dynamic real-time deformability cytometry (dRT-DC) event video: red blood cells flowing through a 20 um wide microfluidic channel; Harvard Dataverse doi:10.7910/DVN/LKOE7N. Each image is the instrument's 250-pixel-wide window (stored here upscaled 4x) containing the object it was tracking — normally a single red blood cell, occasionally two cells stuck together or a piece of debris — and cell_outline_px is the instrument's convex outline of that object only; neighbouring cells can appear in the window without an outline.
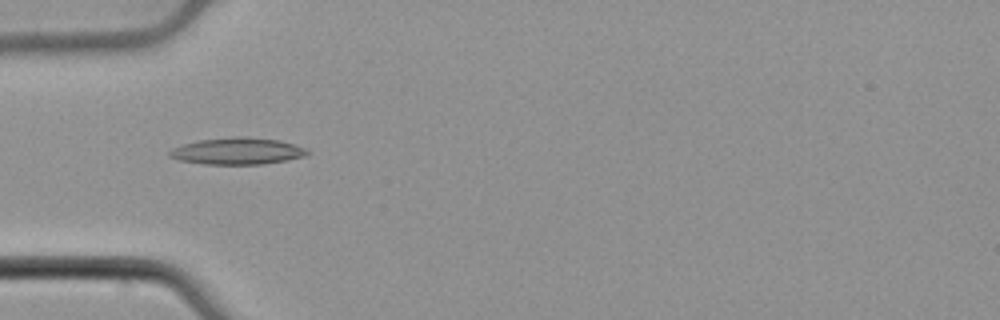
{"species": "common noctule bat (a hibernating species)", "species_latin": "Nyctalus noctula", "temperature_condition": "cold", "stored_images_in_passage": 54, "camera_frame_rate_fps": 3000, "um_per_image_px": 0.085, "animal": {"sex": "male", "body_mass_g": 21.5, "forearm_length_mm": 52.0}, "frame": {"image": 1, "passage_image": 18, "time_ms": 5.667, "image_size_px": [1000, 320], "cell_outline_px": [[312, 152], [308, 156], [288, 160], [264, 164], [204, 164], [180, 160], [168, 156], [168, 152], [172, 148], [184, 144], [200, 140], [236, 136], [244, 136], [280, 140], [304, 148]], "centroid_in_image_um": [20.22, 12.84], "position_along_channel_um": 64.8, "area_um2": 21.56}}
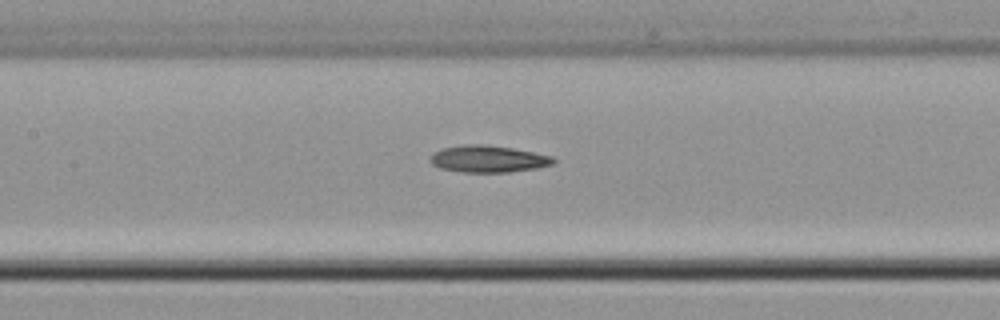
{"frame": {"image": 2, "passage_image": 26, "time_ms": 8.333, "image_size_px": [1000, 320], "cell_outline_px": [[556, 160], [552, 164], [536, 168], [508, 172], [460, 172], [440, 168], [432, 164], [428, 160], [440, 148], [464, 144], [484, 144], [512, 148], [552, 156]], "centroid_in_image_um": [41.46, 13.5], "position_along_channel_um": 165.9, "area_um2": 19.25}}
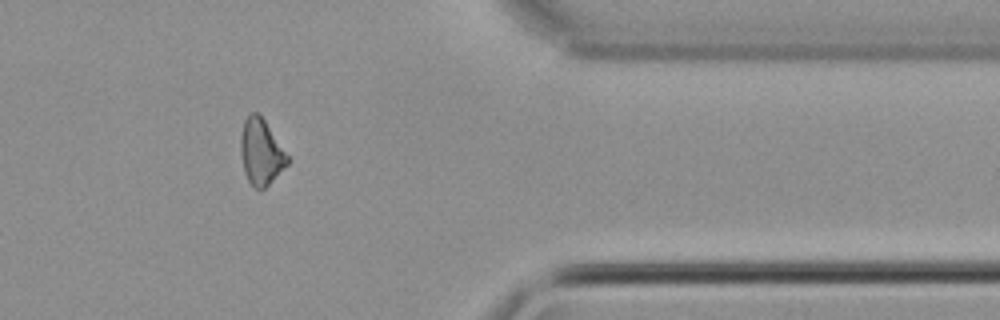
{"frame": {"image": 3, "passage_image": 45, "time_ms": 14.667, "image_size_px": [1000, 320], "cell_outline_px": [[288, 164], [264, 188], [256, 188], [248, 180], [244, 172], [240, 152], [240, 136], [244, 120], [252, 112], [256, 112], [264, 120], [288, 156]], "centroid_in_image_um": [22.15, 12.91], "position_along_channel_um": 389.2, "area_um2": 17.51}, "authors_computed_cell_mechanics": {"area_um2": 19.0162, "velocity_mm_per_s": 3.8403, "shape_relaxation_time_tau1_ms": 7.1115, "shape_relaxation_time_tau2_ms": 8.9677, "deformation_change_tau1": 0.1432, "deformation_change_tau2": 0.2188}}